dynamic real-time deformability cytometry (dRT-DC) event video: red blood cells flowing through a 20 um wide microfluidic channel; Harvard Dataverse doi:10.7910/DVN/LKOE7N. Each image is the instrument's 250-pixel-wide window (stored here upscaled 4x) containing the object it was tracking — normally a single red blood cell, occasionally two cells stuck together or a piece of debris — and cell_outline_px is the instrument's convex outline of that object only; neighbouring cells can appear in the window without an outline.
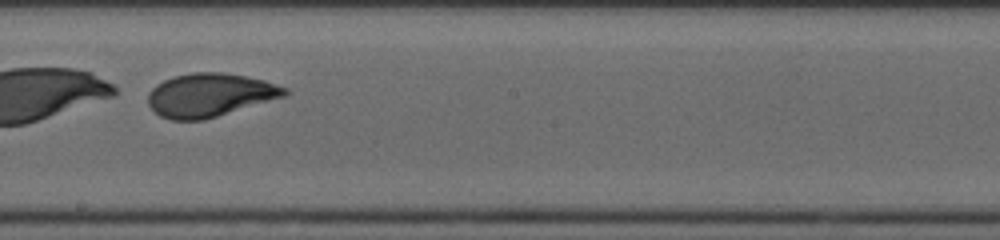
{"species": "human", "species_latin": "Homo sapiens", "temperature_condition": "cold", "stored_images_in_passage": 32, "segment_of_instrument_passage": [2, 2], "camera_frame_rate_fps": 3000, "um_per_image_px": 0.085, "donor": {"sex": "female"}, "frame": {"image": 1, "passage_image": 22, "time_ms": 7.0, "image_size_px": [1000, 240], "cell_outline_px": [[288, 92], [284, 96], [204, 120], [172, 120], [160, 116], [148, 104], [148, 92], [156, 84], [164, 80], [176, 76], [192, 72], [224, 72], [264, 80], [288, 88]], "centroid_in_image_um": [17.81, 8.07], "position_along_channel_um": 230.4, "area_um2": 34.33}}
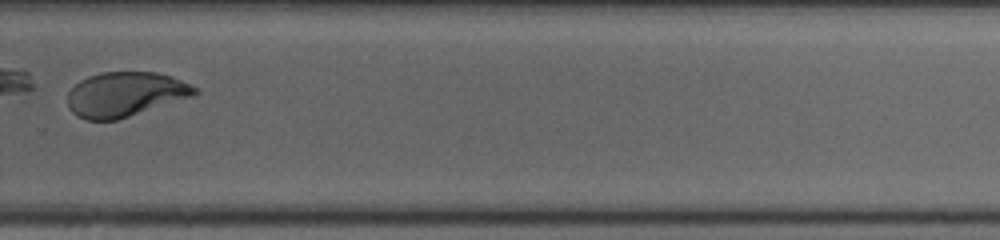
{"frame": {"image": 2, "passage_image": 28, "time_ms": 9.0, "image_size_px": [1000, 240], "cell_outline_px": [[200, 92], [192, 96], [116, 120], [88, 120], [76, 116], [68, 108], [68, 92], [80, 80], [88, 76], [100, 72], [156, 72], [172, 76], [196, 88]], "centroid_in_image_um": [10.6, 8.01], "position_along_channel_um": 319.2, "area_um2": 32.83}}